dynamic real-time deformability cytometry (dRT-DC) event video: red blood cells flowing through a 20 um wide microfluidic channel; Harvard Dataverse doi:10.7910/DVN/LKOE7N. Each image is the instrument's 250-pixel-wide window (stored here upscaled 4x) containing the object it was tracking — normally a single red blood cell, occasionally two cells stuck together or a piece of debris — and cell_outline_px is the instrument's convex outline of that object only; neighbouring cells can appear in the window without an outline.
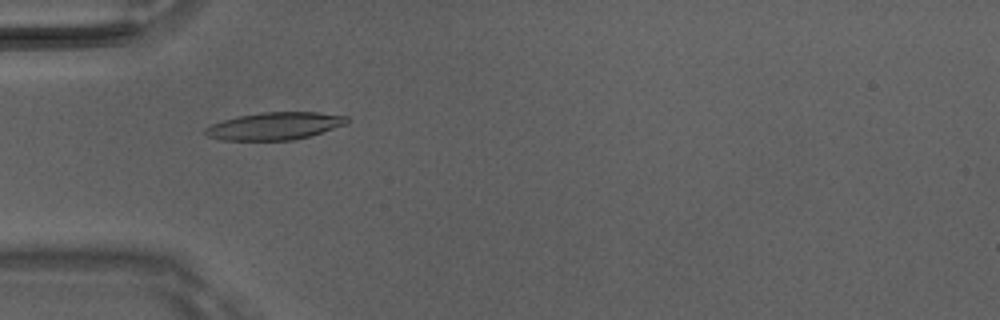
{"species": "Egyptian fruit bat (a non-hibernating species)", "species_latin": "Rousettus aegyptiacus", "temperature_condition": "room temperature", "stored_images_in_passage": 5, "camera_frame_rate_fps": 3000, "um_per_image_px": 0.085, "animal": {"sex": "male"}, "frame": {"image": 1, "passage_image": 4, "time_ms": 1.0, "image_size_px": [1000, 320], "cell_outline_px": [[348, 124], [308, 136], [292, 140], [220, 140], [208, 136], [204, 132], [204, 128], [212, 124], [236, 116], [264, 112], [320, 112], [348, 116]], "centroid_in_image_um": [23.36, 10.7], "position_along_channel_um": 61.6, "area_um2": 22.66}}